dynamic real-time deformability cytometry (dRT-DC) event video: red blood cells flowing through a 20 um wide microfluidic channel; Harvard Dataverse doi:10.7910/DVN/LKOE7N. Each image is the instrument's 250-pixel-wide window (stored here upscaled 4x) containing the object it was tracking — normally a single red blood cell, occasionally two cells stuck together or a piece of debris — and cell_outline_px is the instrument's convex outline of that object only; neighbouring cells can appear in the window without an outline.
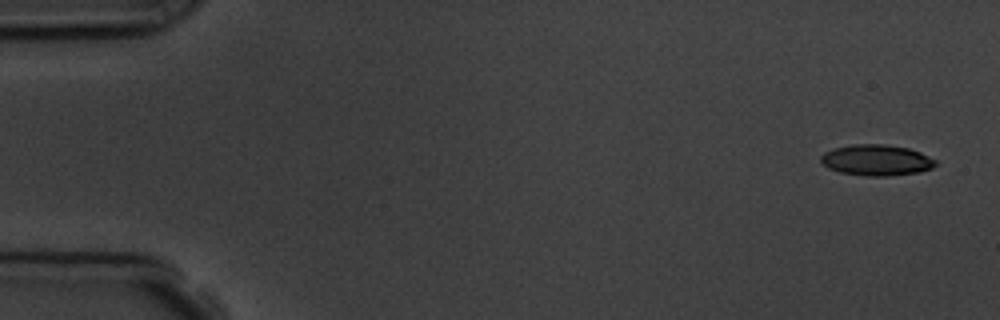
{"species": "common noctule bat (a hibernating species)", "species_latin": "Nyctalus noctula", "temperature_condition": "room temperature", "stored_images_in_passage": 5, "segment_of_instrument_passage": [1, 2], "camera_frame_rate_fps": 3000, "um_per_image_px": 0.085, "animal": {"sex": "male", "body_mass_g": 19.5, "forearm_length_mm": 54.6}, "frame": {"image": 1, "passage_image": 1, "time_ms": 0.0, "image_size_px": [1000, 320], "cell_outline_px": [[936, 164], [932, 168], [920, 172], [888, 176], [864, 176], [840, 172], [828, 168], [820, 160], [820, 156], [824, 152], [836, 148], [852, 144], [884, 144], [908, 148], [920, 152], [936, 160]], "centroid_in_image_um": [74.5, 13.61], "position_along_channel_um": 10.5, "area_um2": 20.69}}
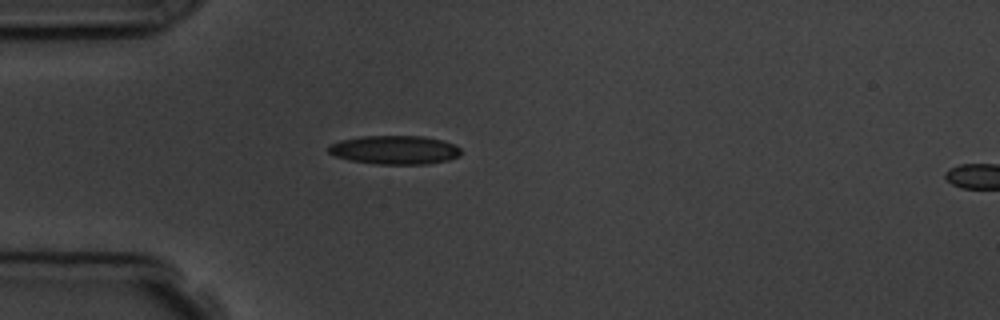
{"frame": {"image": 2, "passage_image": 4, "time_ms": 4.333, "image_size_px": [1000, 320], "cell_outline_px": [[460, 156], [448, 160], [428, 164], [376, 164], [348, 160], [336, 156], [328, 152], [328, 148], [332, 144], [340, 140], [360, 136], [424, 136], [444, 140], [456, 144], [460, 148]], "centroid_in_image_um": [33.58, 12.74], "position_along_channel_um": 51.4, "area_um2": 22.37}}